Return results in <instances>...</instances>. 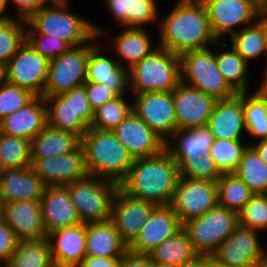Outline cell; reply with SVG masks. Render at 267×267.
I'll return each instance as SVG.
<instances>
[{
	"mask_svg": "<svg viewBox=\"0 0 267 267\" xmlns=\"http://www.w3.org/2000/svg\"><path fill=\"white\" fill-rule=\"evenodd\" d=\"M127 250L111 220L86 224V256L121 257Z\"/></svg>",
	"mask_w": 267,
	"mask_h": 267,
	"instance_id": "obj_28",
	"label": "cell"
},
{
	"mask_svg": "<svg viewBox=\"0 0 267 267\" xmlns=\"http://www.w3.org/2000/svg\"><path fill=\"white\" fill-rule=\"evenodd\" d=\"M235 174L254 194H267V163L251 144L245 150Z\"/></svg>",
	"mask_w": 267,
	"mask_h": 267,
	"instance_id": "obj_35",
	"label": "cell"
},
{
	"mask_svg": "<svg viewBox=\"0 0 267 267\" xmlns=\"http://www.w3.org/2000/svg\"><path fill=\"white\" fill-rule=\"evenodd\" d=\"M6 81L5 65L0 63V85Z\"/></svg>",
	"mask_w": 267,
	"mask_h": 267,
	"instance_id": "obj_59",
	"label": "cell"
},
{
	"mask_svg": "<svg viewBox=\"0 0 267 267\" xmlns=\"http://www.w3.org/2000/svg\"><path fill=\"white\" fill-rule=\"evenodd\" d=\"M231 37L232 47L247 63L249 59H256L267 51L263 30L256 21L236 31Z\"/></svg>",
	"mask_w": 267,
	"mask_h": 267,
	"instance_id": "obj_41",
	"label": "cell"
},
{
	"mask_svg": "<svg viewBox=\"0 0 267 267\" xmlns=\"http://www.w3.org/2000/svg\"><path fill=\"white\" fill-rule=\"evenodd\" d=\"M67 101H71L75 112L89 125L94 119V110L92 109L85 85L75 87L61 94Z\"/></svg>",
	"mask_w": 267,
	"mask_h": 267,
	"instance_id": "obj_48",
	"label": "cell"
},
{
	"mask_svg": "<svg viewBox=\"0 0 267 267\" xmlns=\"http://www.w3.org/2000/svg\"><path fill=\"white\" fill-rule=\"evenodd\" d=\"M50 4L53 7L45 5L26 19V24L34 30L25 31V34L59 38L71 47L81 46L102 34L103 31L89 20L69 13L66 10L68 1L53 0Z\"/></svg>",
	"mask_w": 267,
	"mask_h": 267,
	"instance_id": "obj_4",
	"label": "cell"
},
{
	"mask_svg": "<svg viewBox=\"0 0 267 267\" xmlns=\"http://www.w3.org/2000/svg\"><path fill=\"white\" fill-rule=\"evenodd\" d=\"M159 28L160 47L178 55L218 44L201 0H180Z\"/></svg>",
	"mask_w": 267,
	"mask_h": 267,
	"instance_id": "obj_1",
	"label": "cell"
},
{
	"mask_svg": "<svg viewBox=\"0 0 267 267\" xmlns=\"http://www.w3.org/2000/svg\"><path fill=\"white\" fill-rule=\"evenodd\" d=\"M260 9H267V0H251Z\"/></svg>",
	"mask_w": 267,
	"mask_h": 267,
	"instance_id": "obj_60",
	"label": "cell"
},
{
	"mask_svg": "<svg viewBox=\"0 0 267 267\" xmlns=\"http://www.w3.org/2000/svg\"><path fill=\"white\" fill-rule=\"evenodd\" d=\"M100 47L95 45L88 57L86 82L99 83L110 88L118 96L124 94L129 85V71L117 60L100 56Z\"/></svg>",
	"mask_w": 267,
	"mask_h": 267,
	"instance_id": "obj_26",
	"label": "cell"
},
{
	"mask_svg": "<svg viewBox=\"0 0 267 267\" xmlns=\"http://www.w3.org/2000/svg\"><path fill=\"white\" fill-rule=\"evenodd\" d=\"M111 14L127 28H143L157 19L155 0H105Z\"/></svg>",
	"mask_w": 267,
	"mask_h": 267,
	"instance_id": "obj_30",
	"label": "cell"
},
{
	"mask_svg": "<svg viewBox=\"0 0 267 267\" xmlns=\"http://www.w3.org/2000/svg\"><path fill=\"white\" fill-rule=\"evenodd\" d=\"M153 267H180V266H177V265H153Z\"/></svg>",
	"mask_w": 267,
	"mask_h": 267,
	"instance_id": "obj_64",
	"label": "cell"
},
{
	"mask_svg": "<svg viewBox=\"0 0 267 267\" xmlns=\"http://www.w3.org/2000/svg\"><path fill=\"white\" fill-rule=\"evenodd\" d=\"M19 240L15 232L0 218V260L6 265Z\"/></svg>",
	"mask_w": 267,
	"mask_h": 267,
	"instance_id": "obj_50",
	"label": "cell"
},
{
	"mask_svg": "<svg viewBox=\"0 0 267 267\" xmlns=\"http://www.w3.org/2000/svg\"><path fill=\"white\" fill-rule=\"evenodd\" d=\"M239 225L252 230L267 229V194H254L238 213Z\"/></svg>",
	"mask_w": 267,
	"mask_h": 267,
	"instance_id": "obj_44",
	"label": "cell"
},
{
	"mask_svg": "<svg viewBox=\"0 0 267 267\" xmlns=\"http://www.w3.org/2000/svg\"><path fill=\"white\" fill-rule=\"evenodd\" d=\"M36 97L29 90L5 81L0 85V121L13 112L24 108Z\"/></svg>",
	"mask_w": 267,
	"mask_h": 267,
	"instance_id": "obj_45",
	"label": "cell"
},
{
	"mask_svg": "<svg viewBox=\"0 0 267 267\" xmlns=\"http://www.w3.org/2000/svg\"><path fill=\"white\" fill-rule=\"evenodd\" d=\"M218 69L227 84L236 92H247L248 63L232 47L231 51L215 54Z\"/></svg>",
	"mask_w": 267,
	"mask_h": 267,
	"instance_id": "obj_37",
	"label": "cell"
},
{
	"mask_svg": "<svg viewBox=\"0 0 267 267\" xmlns=\"http://www.w3.org/2000/svg\"><path fill=\"white\" fill-rule=\"evenodd\" d=\"M81 138L75 133L53 128L48 124L31 140V158L59 156L76 150Z\"/></svg>",
	"mask_w": 267,
	"mask_h": 267,
	"instance_id": "obj_29",
	"label": "cell"
},
{
	"mask_svg": "<svg viewBox=\"0 0 267 267\" xmlns=\"http://www.w3.org/2000/svg\"><path fill=\"white\" fill-rule=\"evenodd\" d=\"M206 8L212 31L216 38L224 33L233 34L234 26L250 24L256 20L260 8L251 0H201Z\"/></svg>",
	"mask_w": 267,
	"mask_h": 267,
	"instance_id": "obj_17",
	"label": "cell"
},
{
	"mask_svg": "<svg viewBox=\"0 0 267 267\" xmlns=\"http://www.w3.org/2000/svg\"><path fill=\"white\" fill-rule=\"evenodd\" d=\"M16 21L11 18L0 22V63L6 65L25 42L26 19ZM24 26V27H23Z\"/></svg>",
	"mask_w": 267,
	"mask_h": 267,
	"instance_id": "obj_43",
	"label": "cell"
},
{
	"mask_svg": "<svg viewBox=\"0 0 267 267\" xmlns=\"http://www.w3.org/2000/svg\"><path fill=\"white\" fill-rule=\"evenodd\" d=\"M25 41L48 60L66 53L71 48L69 44L59 38L41 34H25Z\"/></svg>",
	"mask_w": 267,
	"mask_h": 267,
	"instance_id": "obj_47",
	"label": "cell"
},
{
	"mask_svg": "<svg viewBox=\"0 0 267 267\" xmlns=\"http://www.w3.org/2000/svg\"><path fill=\"white\" fill-rule=\"evenodd\" d=\"M180 267H209V255H197L193 260Z\"/></svg>",
	"mask_w": 267,
	"mask_h": 267,
	"instance_id": "obj_54",
	"label": "cell"
},
{
	"mask_svg": "<svg viewBox=\"0 0 267 267\" xmlns=\"http://www.w3.org/2000/svg\"><path fill=\"white\" fill-rule=\"evenodd\" d=\"M53 267H80L79 265H70V264H54Z\"/></svg>",
	"mask_w": 267,
	"mask_h": 267,
	"instance_id": "obj_63",
	"label": "cell"
},
{
	"mask_svg": "<svg viewBox=\"0 0 267 267\" xmlns=\"http://www.w3.org/2000/svg\"><path fill=\"white\" fill-rule=\"evenodd\" d=\"M128 71L134 94L172 92L181 82L179 55L160 46Z\"/></svg>",
	"mask_w": 267,
	"mask_h": 267,
	"instance_id": "obj_5",
	"label": "cell"
},
{
	"mask_svg": "<svg viewBox=\"0 0 267 267\" xmlns=\"http://www.w3.org/2000/svg\"><path fill=\"white\" fill-rule=\"evenodd\" d=\"M218 204L239 213L254 193L235 174H222L217 180Z\"/></svg>",
	"mask_w": 267,
	"mask_h": 267,
	"instance_id": "obj_36",
	"label": "cell"
},
{
	"mask_svg": "<svg viewBox=\"0 0 267 267\" xmlns=\"http://www.w3.org/2000/svg\"><path fill=\"white\" fill-rule=\"evenodd\" d=\"M214 139L240 140L245 127L243 93L229 99L217 100L207 123Z\"/></svg>",
	"mask_w": 267,
	"mask_h": 267,
	"instance_id": "obj_23",
	"label": "cell"
},
{
	"mask_svg": "<svg viewBox=\"0 0 267 267\" xmlns=\"http://www.w3.org/2000/svg\"><path fill=\"white\" fill-rule=\"evenodd\" d=\"M251 146L257 151L262 160L267 163V139H260L259 143Z\"/></svg>",
	"mask_w": 267,
	"mask_h": 267,
	"instance_id": "obj_55",
	"label": "cell"
},
{
	"mask_svg": "<svg viewBox=\"0 0 267 267\" xmlns=\"http://www.w3.org/2000/svg\"><path fill=\"white\" fill-rule=\"evenodd\" d=\"M177 143H165V149L171 154L173 160H197L209 153L214 136L207 126L177 129L171 135Z\"/></svg>",
	"mask_w": 267,
	"mask_h": 267,
	"instance_id": "obj_27",
	"label": "cell"
},
{
	"mask_svg": "<svg viewBox=\"0 0 267 267\" xmlns=\"http://www.w3.org/2000/svg\"><path fill=\"white\" fill-rule=\"evenodd\" d=\"M239 225L238 213L217 204L204 215L183 224L198 255H212Z\"/></svg>",
	"mask_w": 267,
	"mask_h": 267,
	"instance_id": "obj_8",
	"label": "cell"
},
{
	"mask_svg": "<svg viewBox=\"0 0 267 267\" xmlns=\"http://www.w3.org/2000/svg\"><path fill=\"white\" fill-rule=\"evenodd\" d=\"M209 267H228V266H224V265H221L217 262H215L212 257L209 255Z\"/></svg>",
	"mask_w": 267,
	"mask_h": 267,
	"instance_id": "obj_61",
	"label": "cell"
},
{
	"mask_svg": "<svg viewBox=\"0 0 267 267\" xmlns=\"http://www.w3.org/2000/svg\"><path fill=\"white\" fill-rule=\"evenodd\" d=\"M2 172H3V168L1 166V161H0V178L2 177Z\"/></svg>",
	"mask_w": 267,
	"mask_h": 267,
	"instance_id": "obj_65",
	"label": "cell"
},
{
	"mask_svg": "<svg viewBox=\"0 0 267 267\" xmlns=\"http://www.w3.org/2000/svg\"><path fill=\"white\" fill-rule=\"evenodd\" d=\"M119 267H153L149 254H140L129 249L120 257Z\"/></svg>",
	"mask_w": 267,
	"mask_h": 267,
	"instance_id": "obj_51",
	"label": "cell"
},
{
	"mask_svg": "<svg viewBox=\"0 0 267 267\" xmlns=\"http://www.w3.org/2000/svg\"><path fill=\"white\" fill-rule=\"evenodd\" d=\"M95 45L71 47L66 53L49 60L43 96L62 94L86 82L90 50Z\"/></svg>",
	"mask_w": 267,
	"mask_h": 267,
	"instance_id": "obj_9",
	"label": "cell"
},
{
	"mask_svg": "<svg viewBox=\"0 0 267 267\" xmlns=\"http://www.w3.org/2000/svg\"><path fill=\"white\" fill-rule=\"evenodd\" d=\"M179 168V175L191 179L217 181L222 175L215 166L209 153L202 155L197 160H174Z\"/></svg>",
	"mask_w": 267,
	"mask_h": 267,
	"instance_id": "obj_46",
	"label": "cell"
},
{
	"mask_svg": "<svg viewBox=\"0 0 267 267\" xmlns=\"http://www.w3.org/2000/svg\"><path fill=\"white\" fill-rule=\"evenodd\" d=\"M177 129L207 126L217 99L180 82L172 91Z\"/></svg>",
	"mask_w": 267,
	"mask_h": 267,
	"instance_id": "obj_16",
	"label": "cell"
},
{
	"mask_svg": "<svg viewBox=\"0 0 267 267\" xmlns=\"http://www.w3.org/2000/svg\"><path fill=\"white\" fill-rule=\"evenodd\" d=\"M65 186L70 193L81 223L110 220L113 197L119 185L88 175Z\"/></svg>",
	"mask_w": 267,
	"mask_h": 267,
	"instance_id": "obj_6",
	"label": "cell"
},
{
	"mask_svg": "<svg viewBox=\"0 0 267 267\" xmlns=\"http://www.w3.org/2000/svg\"><path fill=\"white\" fill-rule=\"evenodd\" d=\"M46 187L31 166L3 169L0 178V204L23 200L40 201Z\"/></svg>",
	"mask_w": 267,
	"mask_h": 267,
	"instance_id": "obj_22",
	"label": "cell"
},
{
	"mask_svg": "<svg viewBox=\"0 0 267 267\" xmlns=\"http://www.w3.org/2000/svg\"><path fill=\"white\" fill-rule=\"evenodd\" d=\"M144 28H125L116 36L115 49L121 59L125 60L131 69L154 49Z\"/></svg>",
	"mask_w": 267,
	"mask_h": 267,
	"instance_id": "obj_33",
	"label": "cell"
},
{
	"mask_svg": "<svg viewBox=\"0 0 267 267\" xmlns=\"http://www.w3.org/2000/svg\"><path fill=\"white\" fill-rule=\"evenodd\" d=\"M0 161L3 169L31 166V141L0 133Z\"/></svg>",
	"mask_w": 267,
	"mask_h": 267,
	"instance_id": "obj_39",
	"label": "cell"
},
{
	"mask_svg": "<svg viewBox=\"0 0 267 267\" xmlns=\"http://www.w3.org/2000/svg\"><path fill=\"white\" fill-rule=\"evenodd\" d=\"M256 232L238 225L211 255L212 259L228 267H254L267 256L258 241Z\"/></svg>",
	"mask_w": 267,
	"mask_h": 267,
	"instance_id": "obj_14",
	"label": "cell"
},
{
	"mask_svg": "<svg viewBox=\"0 0 267 267\" xmlns=\"http://www.w3.org/2000/svg\"><path fill=\"white\" fill-rule=\"evenodd\" d=\"M264 82L261 85V87L258 89V92L265 98L267 99V71H266V75L264 78Z\"/></svg>",
	"mask_w": 267,
	"mask_h": 267,
	"instance_id": "obj_58",
	"label": "cell"
},
{
	"mask_svg": "<svg viewBox=\"0 0 267 267\" xmlns=\"http://www.w3.org/2000/svg\"><path fill=\"white\" fill-rule=\"evenodd\" d=\"M120 257H92L85 256L80 267H119Z\"/></svg>",
	"mask_w": 267,
	"mask_h": 267,
	"instance_id": "obj_53",
	"label": "cell"
},
{
	"mask_svg": "<svg viewBox=\"0 0 267 267\" xmlns=\"http://www.w3.org/2000/svg\"><path fill=\"white\" fill-rule=\"evenodd\" d=\"M180 178L179 168L164 148L151 157L134 159L133 165L119 187L128 195L167 206L173 198Z\"/></svg>",
	"mask_w": 267,
	"mask_h": 267,
	"instance_id": "obj_2",
	"label": "cell"
},
{
	"mask_svg": "<svg viewBox=\"0 0 267 267\" xmlns=\"http://www.w3.org/2000/svg\"><path fill=\"white\" fill-rule=\"evenodd\" d=\"M53 264L79 265L86 256V224L78 223L48 233Z\"/></svg>",
	"mask_w": 267,
	"mask_h": 267,
	"instance_id": "obj_25",
	"label": "cell"
},
{
	"mask_svg": "<svg viewBox=\"0 0 267 267\" xmlns=\"http://www.w3.org/2000/svg\"><path fill=\"white\" fill-rule=\"evenodd\" d=\"M48 67L49 60L25 41L5 65L6 82L43 96Z\"/></svg>",
	"mask_w": 267,
	"mask_h": 267,
	"instance_id": "obj_11",
	"label": "cell"
},
{
	"mask_svg": "<svg viewBox=\"0 0 267 267\" xmlns=\"http://www.w3.org/2000/svg\"><path fill=\"white\" fill-rule=\"evenodd\" d=\"M6 7H7L6 0H0V22L11 19L10 16L4 15L5 14L4 11H5ZM1 14H3L4 16H2Z\"/></svg>",
	"mask_w": 267,
	"mask_h": 267,
	"instance_id": "obj_57",
	"label": "cell"
},
{
	"mask_svg": "<svg viewBox=\"0 0 267 267\" xmlns=\"http://www.w3.org/2000/svg\"><path fill=\"white\" fill-rule=\"evenodd\" d=\"M134 96V113L166 143V136L177 130L172 92H148Z\"/></svg>",
	"mask_w": 267,
	"mask_h": 267,
	"instance_id": "obj_13",
	"label": "cell"
},
{
	"mask_svg": "<svg viewBox=\"0 0 267 267\" xmlns=\"http://www.w3.org/2000/svg\"><path fill=\"white\" fill-rule=\"evenodd\" d=\"M89 175L120 185L134 159L112 131L89 127L81 138Z\"/></svg>",
	"mask_w": 267,
	"mask_h": 267,
	"instance_id": "obj_3",
	"label": "cell"
},
{
	"mask_svg": "<svg viewBox=\"0 0 267 267\" xmlns=\"http://www.w3.org/2000/svg\"><path fill=\"white\" fill-rule=\"evenodd\" d=\"M257 18H260L256 21L262 28L264 33V38L267 46V9H260Z\"/></svg>",
	"mask_w": 267,
	"mask_h": 267,
	"instance_id": "obj_56",
	"label": "cell"
},
{
	"mask_svg": "<svg viewBox=\"0 0 267 267\" xmlns=\"http://www.w3.org/2000/svg\"><path fill=\"white\" fill-rule=\"evenodd\" d=\"M0 218L15 232L19 241L47 238L40 201H14L0 204Z\"/></svg>",
	"mask_w": 267,
	"mask_h": 267,
	"instance_id": "obj_19",
	"label": "cell"
},
{
	"mask_svg": "<svg viewBox=\"0 0 267 267\" xmlns=\"http://www.w3.org/2000/svg\"><path fill=\"white\" fill-rule=\"evenodd\" d=\"M19 8L20 18L27 19L32 13L38 11L53 0H9ZM8 3V0H6Z\"/></svg>",
	"mask_w": 267,
	"mask_h": 267,
	"instance_id": "obj_52",
	"label": "cell"
},
{
	"mask_svg": "<svg viewBox=\"0 0 267 267\" xmlns=\"http://www.w3.org/2000/svg\"><path fill=\"white\" fill-rule=\"evenodd\" d=\"M84 85L90 105L94 111L106 102L118 97L115 92H113L110 88H107L102 84L94 82H85Z\"/></svg>",
	"mask_w": 267,
	"mask_h": 267,
	"instance_id": "obj_49",
	"label": "cell"
},
{
	"mask_svg": "<svg viewBox=\"0 0 267 267\" xmlns=\"http://www.w3.org/2000/svg\"><path fill=\"white\" fill-rule=\"evenodd\" d=\"M156 204L134 198L117 189L111 206V218L121 240L129 247L139 235L141 228L148 221Z\"/></svg>",
	"mask_w": 267,
	"mask_h": 267,
	"instance_id": "obj_12",
	"label": "cell"
},
{
	"mask_svg": "<svg viewBox=\"0 0 267 267\" xmlns=\"http://www.w3.org/2000/svg\"><path fill=\"white\" fill-rule=\"evenodd\" d=\"M182 228L179 217L169 205L157 206L128 249L135 253L149 254Z\"/></svg>",
	"mask_w": 267,
	"mask_h": 267,
	"instance_id": "obj_20",
	"label": "cell"
},
{
	"mask_svg": "<svg viewBox=\"0 0 267 267\" xmlns=\"http://www.w3.org/2000/svg\"><path fill=\"white\" fill-rule=\"evenodd\" d=\"M47 125V104L43 96L0 121V133L31 141Z\"/></svg>",
	"mask_w": 267,
	"mask_h": 267,
	"instance_id": "obj_24",
	"label": "cell"
},
{
	"mask_svg": "<svg viewBox=\"0 0 267 267\" xmlns=\"http://www.w3.org/2000/svg\"><path fill=\"white\" fill-rule=\"evenodd\" d=\"M197 255L187 232L183 228L149 253L153 265L181 266L193 260Z\"/></svg>",
	"mask_w": 267,
	"mask_h": 267,
	"instance_id": "obj_32",
	"label": "cell"
},
{
	"mask_svg": "<svg viewBox=\"0 0 267 267\" xmlns=\"http://www.w3.org/2000/svg\"><path fill=\"white\" fill-rule=\"evenodd\" d=\"M48 238L19 241L7 267H53Z\"/></svg>",
	"mask_w": 267,
	"mask_h": 267,
	"instance_id": "obj_34",
	"label": "cell"
},
{
	"mask_svg": "<svg viewBox=\"0 0 267 267\" xmlns=\"http://www.w3.org/2000/svg\"><path fill=\"white\" fill-rule=\"evenodd\" d=\"M248 146L241 140L214 139L209 154L221 174L235 173Z\"/></svg>",
	"mask_w": 267,
	"mask_h": 267,
	"instance_id": "obj_40",
	"label": "cell"
},
{
	"mask_svg": "<svg viewBox=\"0 0 267 267\" xmlns=\"http://www.w3.org/2000/svg\"><path fill=\"white\" fill-rule=\"evenodd\" d=\"M245 127L251 136L267 139V99L258 91L251 95L243 93Z\"/></svg>",
	"mask_w": 267,
	"mask_h": 267,
	"instance_id": "obj_38",
	"label": "cell"
},
{
	"mask_svg": "<svg viewBox=\"0 0 267 267\" xmlns=\"http://www.w3.org/2000/svg\"><path fill=\"white\" fill-rule=\"evenodd\" d=\"M254 267H267V256L258 262Z\"/></svg>",
	"mask_w": 267,
	"mask_h": 267,
	"instance_id": "obj_62",
	"label": "cell"
},
{
	"mask_svg": "<svg viewBox=\"0 0 267 267\" xmlns=\"http://www.w3.org/2000/svg\"><path fill=\"white\" fill-rule=\"evenodd\" d=\"M40 205L47 234L81 223L66 186H47L40 199Z\"/></svg>",
	"mask_w": 267,
	"mask_h": 267,
	"instance_id": "obj_21",
	"label": "cell"
},
{
	"mask_svg": "<svg viewBox=\"0 0 267 267\" xmlns=\"http://www.w3.org/2000/svg\"><path fill=\"white\" fill-rule=\"evenodd\" d=\"M31 168L47 186H65L89 175L81 145L59 156L31 158Z\"/></svg>",
	"mask_w": 267,
	"mask_h": 267,
	"instance_id": "obj_15",
	"label": "cell"
},
{
	"mask_svg": "<svg viewBox=\"0 0 267 267\" xmlns=\"http://www.w3.org/2000/svg\"><path fill=\"white\" fill-rule=\"evenodd\" d=\"M112 132L133 159L154 156L165 148V142L133 110Z\"/></svg>",
	"mask_w": 267,
	"mask_h": 267,
	"instance_id": "obj_18",
	"label": "cell"
},
{
	"mask_svg": "<svg viewBox=\"0 0 267 267\" xmlns=\"http://www.w3.org/2000/svg\"><path fill=\"white\" fill-rule=\"evenodd\" d=\"M43 97L47 104V124L82 138L90 126L75 112L71 101H67L61 94ZM49 102L54 103L48 106Z\"/></svg>",
	"mask_w": 267,
	"mask_h": 267,
	"instance_id": "obj_31",
	"label": "cell"
},
{
	"mask_svg": "<svg viewBox=\"0 0 267 267\" xmlns=\"http://www.w3.org/2000/svg\"><path fill=\"white\" fill-rule=\"evenodd\" d=\"M132 111V105L127 103L123 95L106 102L94 111L92 128L112 131Z\"/></svg>",
	"mask_w": 267,
	"mask_h": 267,
	"instance_id": "obj_42",
	"label": "cell"
},
{
	"mask_svg": "<svg viewBox=\"0 0 267 267\" xmlns=\"http://www.w3.org/2000/svg\"><path fill=\"white\" fill-rule=\"evenodd\" d=\"M179 58L181 82H189V86L212 95L217 100L229 99L237 94L224 80L215 54L209 48L186 51Z\"/></svg>",
	"mask_w": 267,
	"mask_h": 267,
	"instance_id": "obj_7",
	"label": "cell"
},
{
	"mask_svg": "<svg viewBox=\"0 0 267 267\" xmlns=\"http://www.w3.org/2000/svg\"><path fill=\"white\" fill-rule=\"evenodd\" d=\"M218 204L217 181L179 178L170 207L183 225Z\"/></svg>",
	"mask_w": 267,
	"mask_h": 267,
	"instance_id": "obj_10",
	"label": "cell"
}]
</instances>
